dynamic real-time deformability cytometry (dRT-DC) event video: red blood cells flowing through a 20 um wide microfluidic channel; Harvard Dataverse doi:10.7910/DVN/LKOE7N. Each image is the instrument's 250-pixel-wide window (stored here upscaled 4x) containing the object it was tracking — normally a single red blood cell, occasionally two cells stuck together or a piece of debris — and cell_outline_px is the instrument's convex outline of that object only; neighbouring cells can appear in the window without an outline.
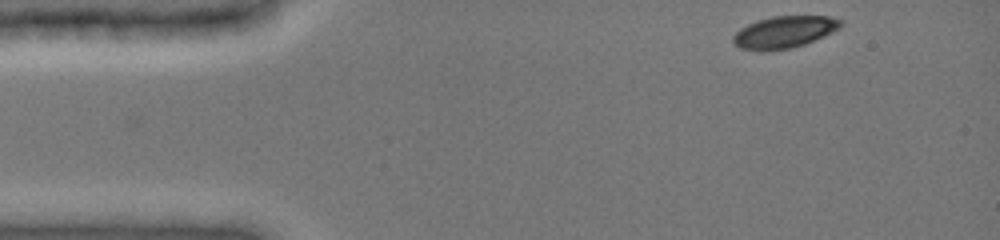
{"species": "common noctule bat (a hibernating species)", "species_latin": "Nyctalus noctula", "temperature_condition": "cold", "stored_images_in_passage": 41, "camera_frame_rate_fps": 3000, "um_per_image_px": 0.085, "animal": {"sex": "female", "body_mass_g": 19.0, "forearm_length_mm": 51.5}, "frame": {"image": 1, "passage_image": 1, "time_ms": 0.0, "image_size_px": [1000, 240], "cell_outline_px": [[844, 20], [840, 28], [832, 32], [804, 44], [792, 48], [740, 48], [732, 40], [732, 36], [740, 28], [748, 24], [772, 16], [828, 16]], "centroid_in_image_um": [66.72, 2.67], "position_along_channel_um": 18.3, "area_um2": 19.31}}
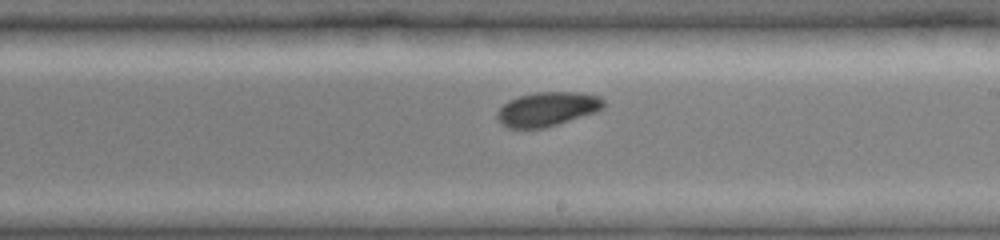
{"frame": {"image": 2, "passage_image": 24, "time_ms": 7.667, "image_size_px": [1000, 240], "cell_outline_px": [[604, 108], [596, 112], [544, 128], [508, 128], [500, 124], [496, 120], [496, 112], [508, 100], [520, 96], [536, 92], [580, 92], [600, 96], [604, 100]], "centroid_in_image_um": [46.51, 9.27], "position_along_channel_um": 242.5, "area_um2": 21.33}}
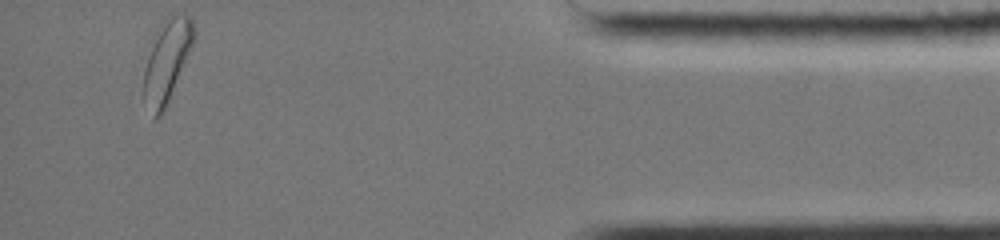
{"frame": {"image": 3, "passage_image": 41, "time_ms": 13.333, "image_size_px": [1000, 240], "cell_outline_px": [[196, 36], [168, 104], [160, 116], [156, 120], [152, 120], [144, 96], [144, 68], [152, 36], [164, 16], [176, 12], [180, 12], [192, 16], [196, 28]], "centroid_in_image_um": [14.19, 5.09], "position_along_channel_um": 421.0, "area_um2": 24.97}, "authors_computed_cell_mechanics": {"area_um2": 21.675, "velocity_mm_per_s": 3.9345, "shape_relaxation_time_tau1_ms": 2.352, "shape_relaxation_time_tau2_ms": null, "deformation_change_tau1": 0.0906, "deformation_change_tau2": null}}